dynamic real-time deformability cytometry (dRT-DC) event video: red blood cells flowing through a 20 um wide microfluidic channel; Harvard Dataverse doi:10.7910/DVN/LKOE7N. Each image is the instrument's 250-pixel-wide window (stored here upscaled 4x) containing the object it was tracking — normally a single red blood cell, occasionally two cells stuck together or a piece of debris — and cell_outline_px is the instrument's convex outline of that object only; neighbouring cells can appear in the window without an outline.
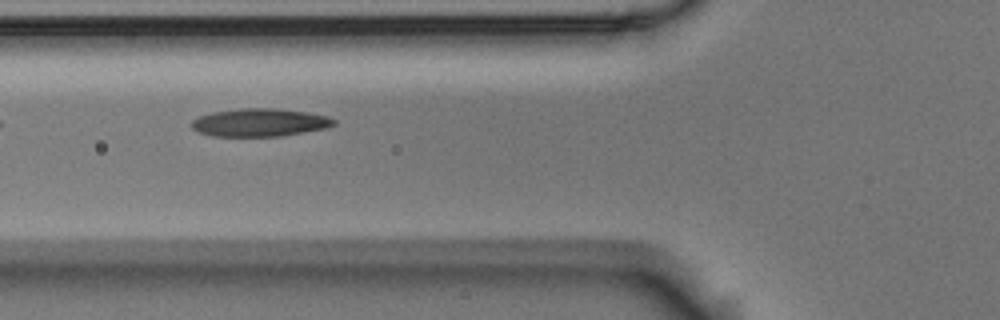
{"species": "Egyptian fruit bat (a non-hibernating species)", "species_latin": "Rousettus aegyptiacus", "temperature_condition": "room temperature", "stored_images_in_passage": 10, "camera_frame_rate_fps": 3000, "um_per_image_px": 0.085, "animal": {"sex": "male"}, "frame": {"image": 1, "passage_image": 5, "time_ms": 1.333, "image_size_px": [1000, 320], "cell_outline_px": [[336, 124], [328, 128], [280, 136], [212, 136], [200, 132], [192, 128], [192, 120], [200, 116], [212, 112], [240, 108], [276, 108], [304, 112], [328, 116], [336, 120]], "centroid_in_image_um": [22.1, 10.41], "position_along_channel_um": 103.7, "area_um2": 23.12}}
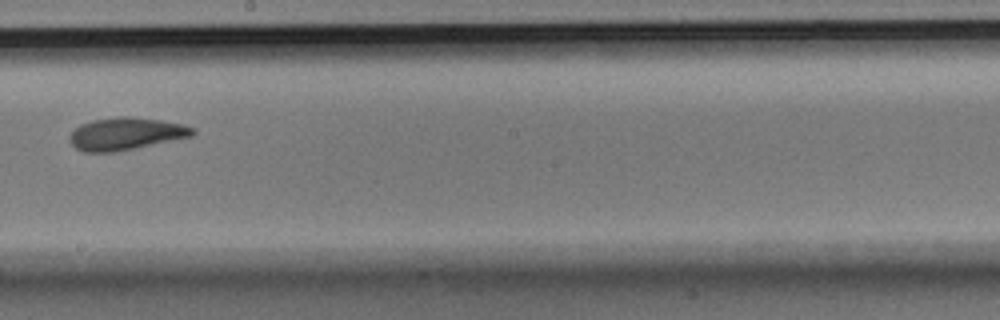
{"frame": {"image": 2, "passage_image": 8, "time_ms": 2.333, "image_size_px": [1000, 320], "cell_outline_px": [[196, 132], [192, 136], [116, 152], [84, 152], [76, 148], [68, 140], [68, 136], [80, 124], [92, 120], [116, 116], [128, 116], [160, 120], [184, 124], [196, 128]], "centroid_in_image_um": [10.69, 11.36], "position_along_channel_um": 237.5, "area_um2": 23.35}}
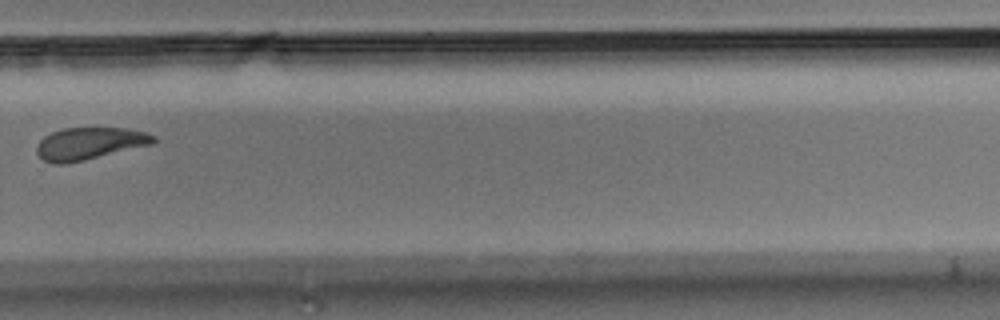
{"frame": {"image": 3, "passage_image": 10, "time_ms": 3.0, "image_size_px": [1000, 320], "cell_outline_px": [[156, 140], [152, 144], [84, 160], [64, 164], [52, 164], [44, 160], [36, 152], [36, 144], [44, 136], [52, 132], [64, 128], [128, 128], [144, 132], [156, 136]], "centroid_in_image_um": [7.58, 12.2], "position_along_channel_um": 322.2, "area_um2": 21.85}}